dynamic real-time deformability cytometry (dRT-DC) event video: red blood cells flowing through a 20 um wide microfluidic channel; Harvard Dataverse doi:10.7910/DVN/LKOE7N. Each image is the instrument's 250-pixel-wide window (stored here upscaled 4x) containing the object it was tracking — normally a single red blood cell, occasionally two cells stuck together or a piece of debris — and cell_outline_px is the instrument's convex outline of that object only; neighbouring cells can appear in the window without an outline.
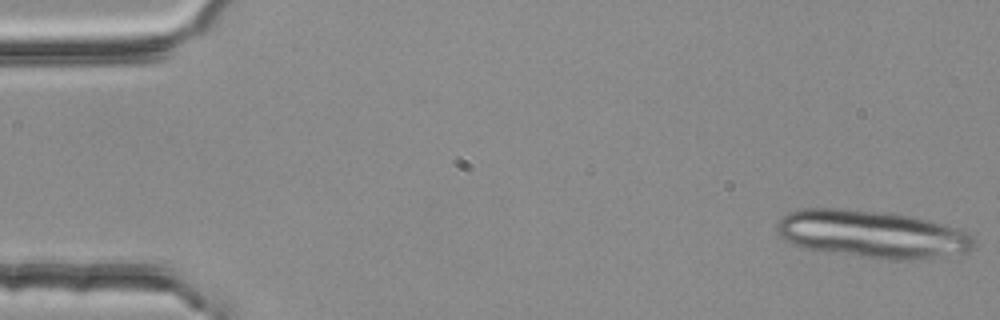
{"species": "common noctule bat (a hibernating species)", "species_latin": "Nyctalus noctula", "temperature_condition": "room temperature", "stored_images_in_passage": 4, "camera_frame_rate_fps": 3000, "um_per_image_px": 0.085, "animal": {"sex": "female", "body_mass_g": 25.1}, "frame": {"image": 1, "passage_image": 1, "time_ms": 0.0, "image_size_px": [1000, 320], "cell_outline_px": [[976, 240], [972, 248], [968, 252], [912, 260], [888, 260], [860, 256], [808, 248], [792, 244], [780, 236], [776, 228], [776, 224], [788, 212], [800, 208], [840, 208], [892, 212], [916, 216], [944, 224], [968, 232]], "centroid_in_image_um": [74.16, 19.88], "position_along_channel_um": 10.8, "area_um2": 54.85}}